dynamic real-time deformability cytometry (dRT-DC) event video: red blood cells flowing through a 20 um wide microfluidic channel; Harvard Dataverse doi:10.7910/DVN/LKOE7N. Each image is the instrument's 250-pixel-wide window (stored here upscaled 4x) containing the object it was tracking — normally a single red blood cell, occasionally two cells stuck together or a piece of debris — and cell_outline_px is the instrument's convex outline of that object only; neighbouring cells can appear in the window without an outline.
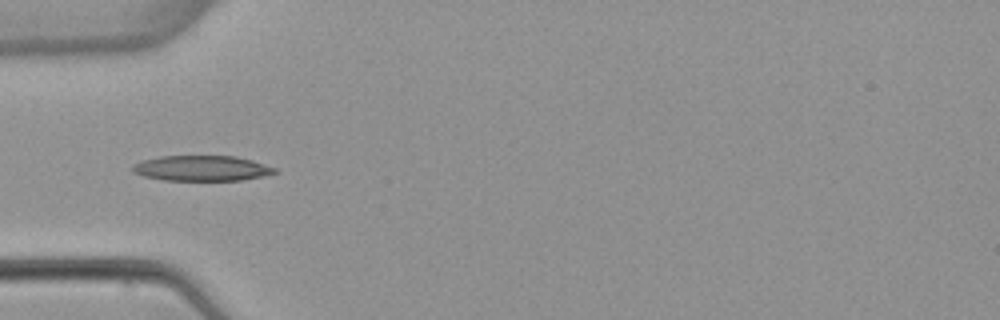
{"species": "common noctule bat (a hibernating species)", "species_latin": "Nyctalus noctula", "temperature_condition": "warm", "stored_images_in_passage": 5, "camera_frame_rate_fps": 3000, "um_per_image_px": 0.085, "animal": {"sex": "female", "body_mass_g": 22.7, "forearm_length_mm": 54.2}, "frame": {"image": 1, "passage_image": 5, "time_ms": 5.0, "image_size_px": [1000, 320], "cell_outline_px": [[276, 172], [260, 176], [240, 180], [164, 180], [144, 176], [132, 172], [132, 164], [140, 160], [160, 156], [236, 156], [252, 160], [276, 168]], "centroid_in_image_um": [17.08, 14.29], "position_along_channel_um": 67.9, "area_um2": 20.92}}